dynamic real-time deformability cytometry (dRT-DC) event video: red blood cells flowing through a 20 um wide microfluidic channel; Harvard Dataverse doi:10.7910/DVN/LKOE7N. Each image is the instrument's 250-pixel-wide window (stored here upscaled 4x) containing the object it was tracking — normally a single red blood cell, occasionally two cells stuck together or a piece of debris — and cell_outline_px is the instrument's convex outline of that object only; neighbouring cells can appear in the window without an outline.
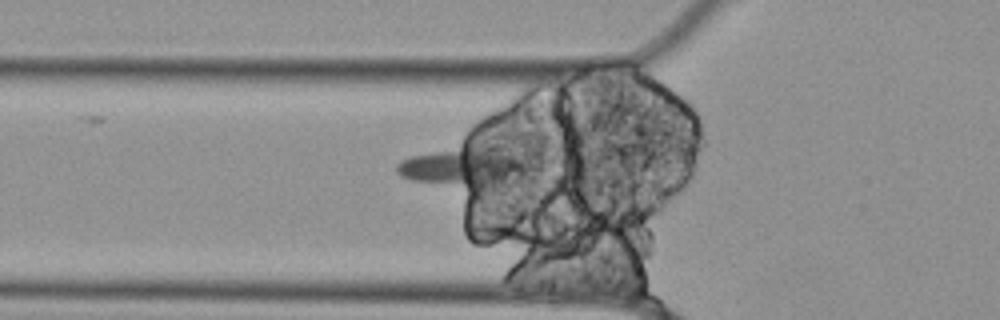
{"species": "Egyptian fruit bat (a non-hibernating species)", "species_latin": "Rousettus aegyptiacus", "temperature_condition": "cold", "stored_images_in_passage": 34, "camera_frame_rate_fps": 3000, "um_per_image_px": 0.085, "animal": {"sex": "female"}, "frame": {"image": 1, "passage_image": 3, "time_ms": 0.667, "image_size_px": [1000, 320], "cell_outline_px": [[524, 172], [508, 180], [468, 184], [464, 184], [412, 180], [400, 176], [396, 172], [396, 164], [400, 160], [412, 156], [464, 140], [500, 152], [524, 164]], "centroid_in_image_um": [39.11, 14.03], "position_along_channel_um": 86.7, "area_um2": 27.74}}
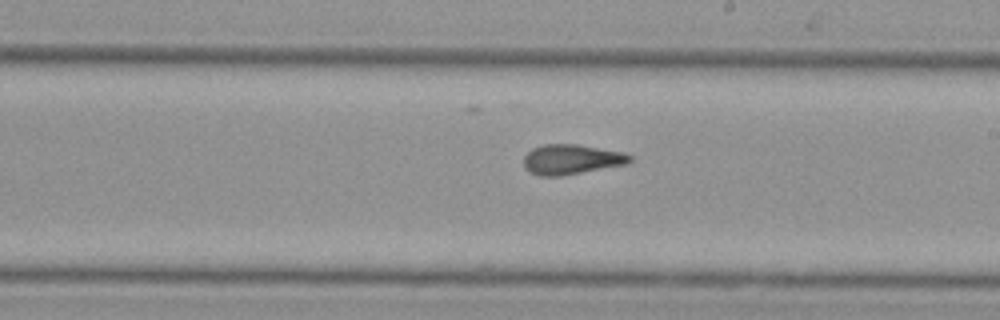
{"frame": {"image": 2, "passage_image": 16, "time_ms": 5.0, "image_size_px": [1000, 320], "cell_outline_px": [[632, 160], [628, 164], [560, 176], [540, 176], [524, 168], [524, 156], [532, 148], [544, 144], [576, 144], [624, 152], [632, 156]], "centroid_in_image_um": [48.58, 13.54], "position_along_channel_um": 240.4, "area_um2": 18.55}}
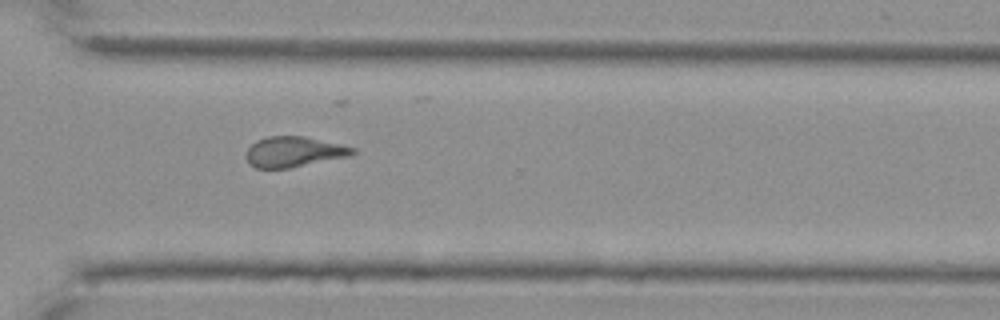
{"frame": {"image": 3, "passage_image": 25, "time_ms": 8.0, "image_size_px": [1000, 320], "cell_outline_px": [[356, 152], [352, 156], [288, 168], [256, 168], [244, 156], [248, 148], [256, 140], [268, 136], [304, 136], [340, 144], [356, 148]], "centroid_in_image_um": [25.0, 12.9], "position_along_channel_um": 345.6, "area_um2": 18.9}, "authors_computed_cell_mechanics": {"area_um2": 18.7272, "velocity_mm_per_s": 3.5052, "shape_relaxation_time_tau1_ms": null, "shape_relaxation_time_tau2_ms": 3.4226, "deformation_change_tau1": null, "deformation_change_tau2": 0.0792}}